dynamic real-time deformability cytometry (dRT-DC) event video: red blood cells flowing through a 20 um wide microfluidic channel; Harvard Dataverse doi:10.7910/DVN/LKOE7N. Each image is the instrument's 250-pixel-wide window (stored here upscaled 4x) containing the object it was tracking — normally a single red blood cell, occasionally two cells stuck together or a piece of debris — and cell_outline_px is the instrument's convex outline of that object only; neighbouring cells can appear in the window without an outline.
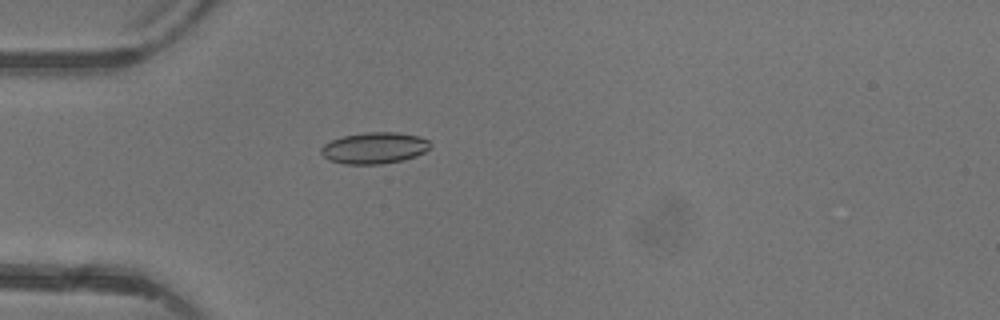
{"species": "common noctule bat (a hibernating species)", "species_latin": "Nyctalus noctula", "temperature_condition": "warm", "stored_images_in_passage": 5, "camera_frame_rate_fps": 3000, "um_per_image_px": 0.085, "animal": {"sex": "female"}, "frame": {"image": 1, "passage_image": 4, "time_ms": 3.667, "image_size_px": [1000, 320], "cell_outline_px": [[432, 148], [416, 156], [404, 160], [380, 164], [344, 164], [328, 160], [320, 152], [320, 148], [324, 144], [332, 140], [344, 136], [364, 132], [400, 132], [420, 136], [428, 140], [432, 144]], "centroid_in_image_um": [31.86, 12.57], "position_along_channel_um": 53.1, "area_um2": 20.23}}